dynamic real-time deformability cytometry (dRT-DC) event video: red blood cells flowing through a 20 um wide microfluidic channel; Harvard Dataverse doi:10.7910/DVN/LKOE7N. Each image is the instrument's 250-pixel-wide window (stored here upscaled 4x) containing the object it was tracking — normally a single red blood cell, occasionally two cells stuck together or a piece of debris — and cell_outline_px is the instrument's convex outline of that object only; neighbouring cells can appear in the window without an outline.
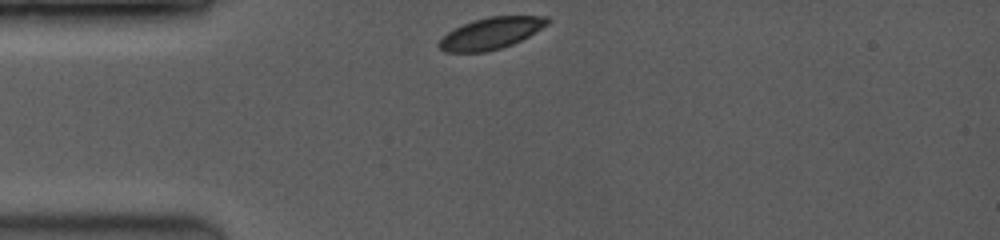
{"species": "common noctule bat (a hibernating species)", "species_latin": "Nyctalus noctula", "temperature_condition": "room temperature", "stored_images_in_passage": 36, "camera_frame_rate_fps": 3500, "um_per_image_px": 0.085, "animal": {"sex": "female", "body_mass_g": 19.0, "forearm_length_mm": 53.3}, "frame": {"image": 1, "passage_image": 1, "time_ms": 0.0, "image_size_px": [1000, 240], "cell_outline_px": [[552, 20], [548, 24], [528, 36], [512, 44], [500, 48], [484, 52], [444, 52], [436, 44], [448, 32], [472, 20], [488, 16], [548, 16]], "centroid_in_image_um": [41.74, 2.82], "position_along_channel_um": 43.3, "area_um2": 19.83}}
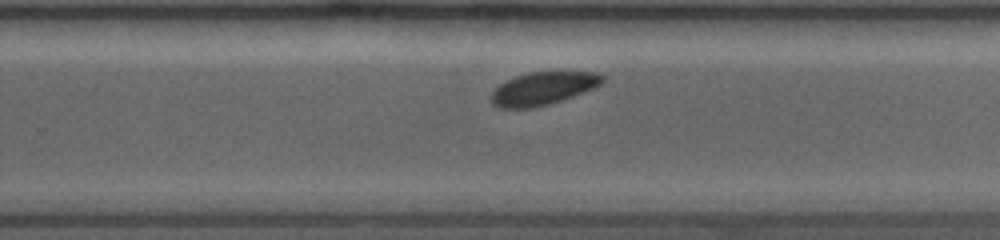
{"frame": {"image": 2, "passage_image": 24, "time_ms": 6.571, "image_size_px": [1000, 240], "cell_outline_px": [[604, 80], [600, 84], [592, 88], [572, 96], [548, 104], [532, 108], [496, 108], [492, 104], [488, 96], [500, 84], [516, 76], [528, 72], [596, 72], [604, 76]], "centroid_in_image_um": [46.09, 7.52], "position_along_channel_um": 283.7, "area_um2": 21.15}}
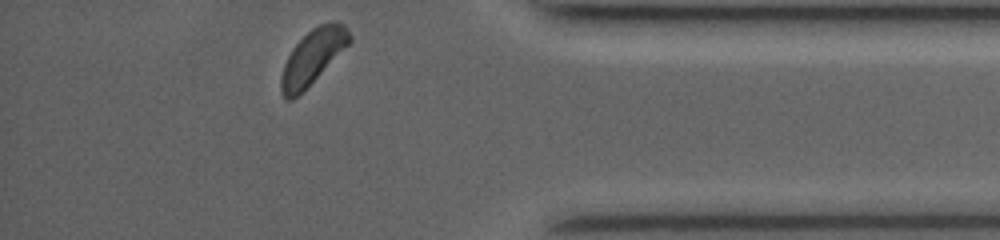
{"frame": {"image": 3, "passage_image": 36, "time_ms": 10.0, "image_size_px": [1000, 240], "cell_outline_px": [[352, 40], [292, 100], [288, 100], [284, 96], [280, 88], [280, 80], [284, 64], [292, 48], [312, 28], [320, 24], [332, 20], [336, 20], [344, 24], [348, 28], [352, 36]], "centroid_in_image_um": [26.58, 4.76], "position_along_channel_um": 408.6, "area_um2": 20.98}, "authors_computed_cell_mechanics": {"area_um2": 21.9929, "velocity_mm_per_s": 3.9997, "shape_relaxation_time_tau1_ms": 0.8343, "shape_relaxation_time_tau2_ms": 9.9593, "deformation_change_tau1": 0.0667, "deformation_change_tau2": 0.1051}}